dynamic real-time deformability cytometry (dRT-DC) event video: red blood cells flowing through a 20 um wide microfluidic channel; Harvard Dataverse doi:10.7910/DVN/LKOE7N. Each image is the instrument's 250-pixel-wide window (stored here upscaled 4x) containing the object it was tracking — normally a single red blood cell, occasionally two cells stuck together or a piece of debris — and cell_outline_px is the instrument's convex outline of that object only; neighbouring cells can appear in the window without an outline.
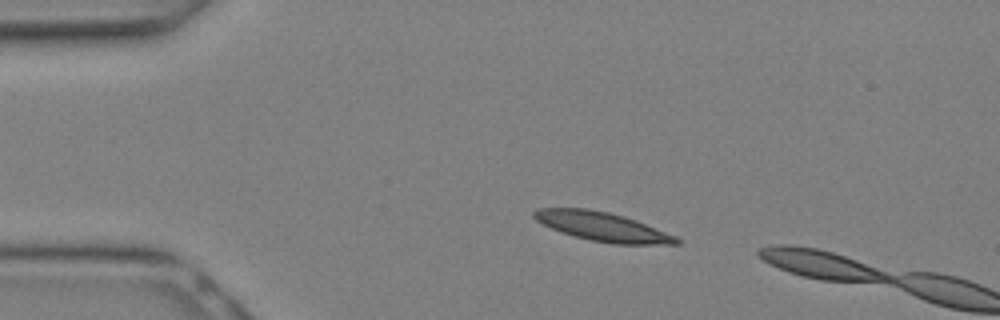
{"species": "Egyptian fruit bat (a non-hibernating species)", "species_latin": "Rousettus aegyptiacus", "temperature_condition": "warm", "stored_images_in_passage": 6, "camera_frame_rate_fps": 3000, "um_per_image_px": 0.085, "animal": {"sex": "female"}, "frame": {"image": 1, "passage_image": 4, "time_ms": 1.0, "image_size_px": [1000, 320], "cell_outline_px": [[684, 240], [680, 244], [612, 244], [592, 240], [576, 236], [552, 228], [536, 220], [532, 216], [532, 212], [536, 208], [588, 208], [608, 212], [624, 216], [636, 220], [676, 236]], "centroid_in_image_um": [51.25, 19.26], "position_along_channel_um": 33.8, "area_um2": 23.93}}